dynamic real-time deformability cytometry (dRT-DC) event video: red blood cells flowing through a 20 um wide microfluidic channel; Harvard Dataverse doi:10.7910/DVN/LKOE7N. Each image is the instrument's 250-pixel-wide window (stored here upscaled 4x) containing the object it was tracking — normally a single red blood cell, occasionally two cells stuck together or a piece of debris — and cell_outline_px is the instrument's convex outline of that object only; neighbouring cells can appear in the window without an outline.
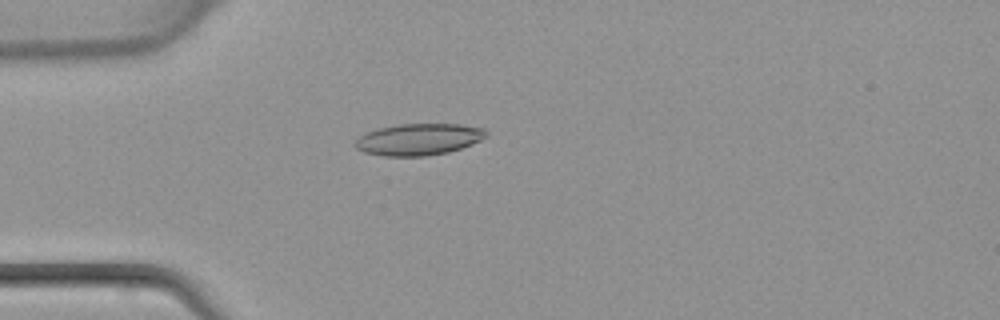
{"species": "common noctule bat (a hibernating species)", "species_latin": "Nyctalus noctula", "temperature_condition": "warm", "stored_images_in_passage": 45, "camera_frame_rate_fps": 3000, "um_per_image_px": 0.085, "animal": {"sex": "female", "body_mass_g": 22.7, "forearm_length_mm": 54.2}, "frame": {"image": 1, "passage_image": 13, "time_ms": 4.0, "image_size_px": [1000, 320], "cell_outline_px": [[488, 136], [472, 144], [448, 152], [424, 156], [384, 156], [364, 152], [356, 148], [352, 144], [360, 136], [368, 132], [380, 128], [400, 124], [460, 124], [484, 128], [488, 132]], "centroid_in_image_um": [35.6, 11.84], "position_along_channel_um": 49.4, "area_um2": 24.1}}
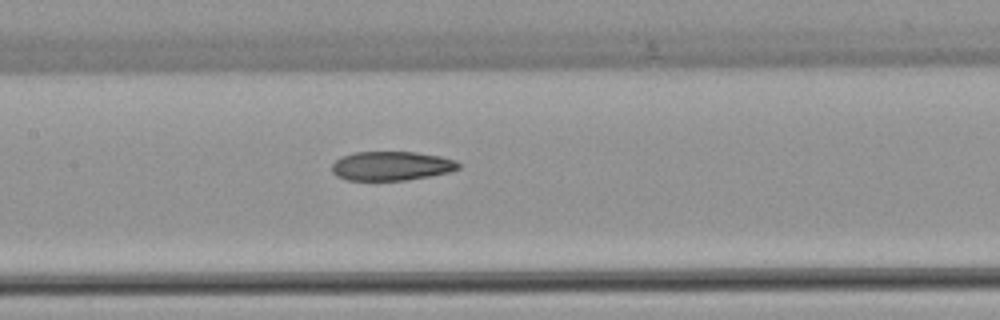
{"frame": {"image": 2, "passage_image": 22, "time_ms": 7.0, "image_size_px": [1000, 320], "cell_outline_px": [[460, 168], [448, 172], [428, 176], [404, 180], [348, 180], [336, 176], [332, 172], [332, 164], [336, 160], [352, 152], [416, 152], [440, 156], [456, 160], [460, 164]], "centroid_in_image_um": [33.26, 14.1], "position_along_channel_um": 174.1, "area_um2": 21.39}}
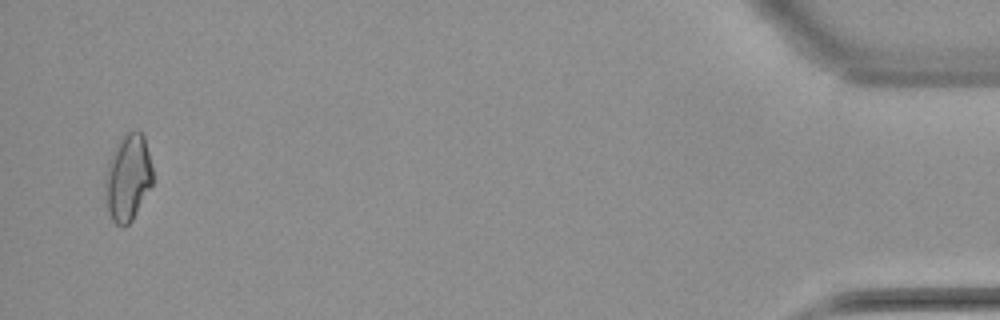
{"frame": {"image": 3, "passage_image": 44, "time_ms": 14.333, "image_size_px": [1000, 320], "cell_outline_px": [[152, 184], [132, 220], [124, 228], [120, 228], [112, 220], [108, 212], [104, 188], [104, 180], [108, 160], [116, 144], [128, 132], [136, 128], [144, 136], [152, 168]], "centroid_in_image_um": [10.84, 15.11], "position_along_channel_um": 424.4, "area_um2": 24.1}}